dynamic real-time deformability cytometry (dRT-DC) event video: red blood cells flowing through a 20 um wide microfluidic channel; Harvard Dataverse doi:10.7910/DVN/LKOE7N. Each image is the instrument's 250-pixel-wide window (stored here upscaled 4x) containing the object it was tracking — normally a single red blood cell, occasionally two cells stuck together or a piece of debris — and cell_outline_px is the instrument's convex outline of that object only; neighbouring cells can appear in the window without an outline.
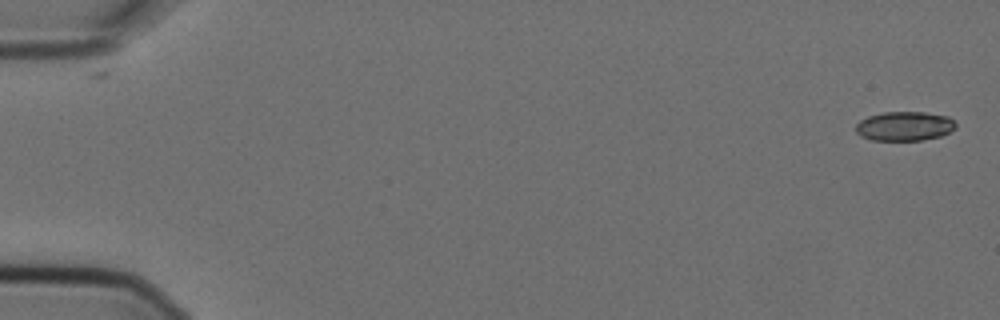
{"species": "Egyptian fruit bat (a non-hibernating species)", "species_latin": "Rousettus aegyptiacus", "temperature_condition": "cold", "stored_images_in_passage": 6, "camera_frame_rate_fps": 3000, "um_per_image_px": 0.085, "animal": {"sex": "female"}, "frame": {"image": 1, "passage_image": 1, "time_ms": 0.0, "image_size_px": [1000, 320], "cell_outline_px": [[956, 128], [940, 136], [920, 140], [872, 140], [860, 136], [856, 132], [856, 124], [860, 120], [868, 116], [884, 112], [924, 112], [948, 116], [956, 124]], "centroid_in_image_um": [76.86, 10.72], "position_along_channel_um": 8.1, "area_um2": 16.99}}
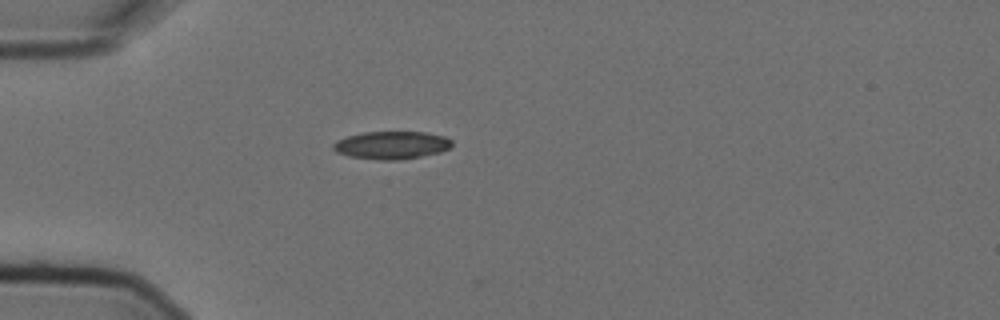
{"frame": {"image": 2, "passage_image": 5, "time_ms": 1.333, "image_size_px": [1000, 320], "cell_outline_px": [[452, 144], [448, 148], [440, 152], [400, 160], [380, 160], [348, 156], [336, 152], [332, 148], [332, 144], [336, 140], [348, 136], [364, 132], [424, 132], [444, 136], [452, 140]], "centroid_in_image_um": [33.25, 12.34], "position_along_channel_um": 51.7, "area_um2": 19.19}}